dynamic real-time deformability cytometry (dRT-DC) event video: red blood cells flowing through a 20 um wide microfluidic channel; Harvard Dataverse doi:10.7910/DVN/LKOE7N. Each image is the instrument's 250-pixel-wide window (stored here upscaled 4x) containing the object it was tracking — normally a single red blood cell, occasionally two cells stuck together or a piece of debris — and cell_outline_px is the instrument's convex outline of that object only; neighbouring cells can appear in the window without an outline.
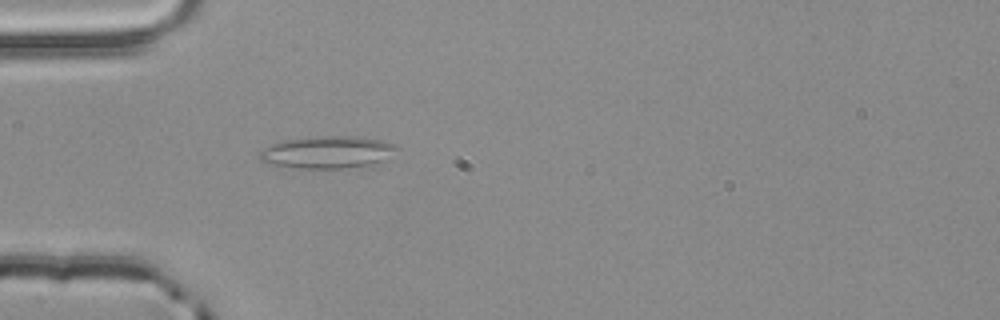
{"species": "common noctule bat (a hibernating species)", "species_latin": "Nyctalus noctula", "temperature_condition": "room temperature", "stored_images_in_passage": 4, "camera_frame_rate_fps": 3000, "um_per_image_px": 0.085, "animal": {"sex": "male", "body_mass_g": 20.4}, "frame": {"image": 1, "passage_image": 4, "time_ms": 1.0, "image_size_px": [1000, 320], "cell_outline_px": [[400, 148], [384, 160], [368, 164], [344, 168], [296, 168], [272, 164], [260, 160], [256, 152], [272, 144], [284, 140], [316, 136], [364, 136], [384, 140], [396, 144]], "centroid_in_image_um": [27.84, 12.91], "position_along_channel_um": 57.2, "area_um2": 25.95}}